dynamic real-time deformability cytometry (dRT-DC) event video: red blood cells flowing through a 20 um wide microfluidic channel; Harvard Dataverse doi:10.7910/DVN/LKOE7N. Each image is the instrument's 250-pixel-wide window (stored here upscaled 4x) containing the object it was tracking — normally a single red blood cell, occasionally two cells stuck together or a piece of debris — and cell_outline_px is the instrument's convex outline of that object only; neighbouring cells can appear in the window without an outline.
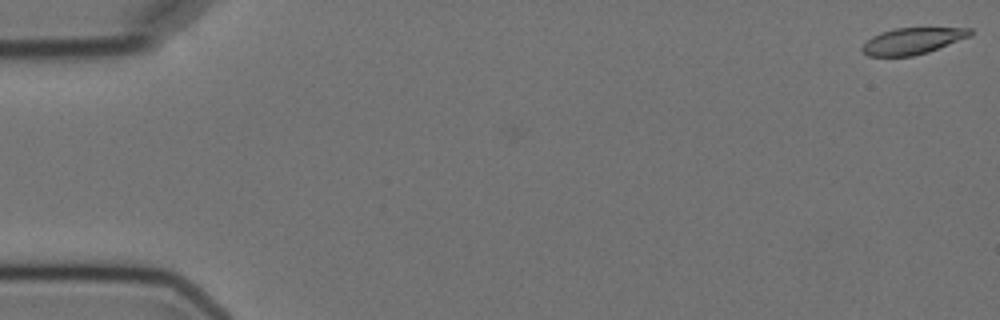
{"species": "Egyptian fruit bat (a non-hibernating species)", "species_latin": "Rousettus aegyptiacus", "temperature_condition": "cold", "stored_images_in_passage": 9, "camera_frame_rate_fps": 3000, "um_per_image_px": 0.085, "animal": {"sex": "female"}, "frame": {"image": 1, "passage_image": 1, "time_ms": 0.0, "image_size_px": [1000, 320], "cell_outline_px": [[972, 36], [928, 52], [912, 56], [868, 56], [860, 48], [872, 36], [880, 32], [896, 28], [972, 28]], "centroid_in_image_um": [77.58, 3.48], "position_along_channel_um": 7.4, "area_um2": 16.59}}
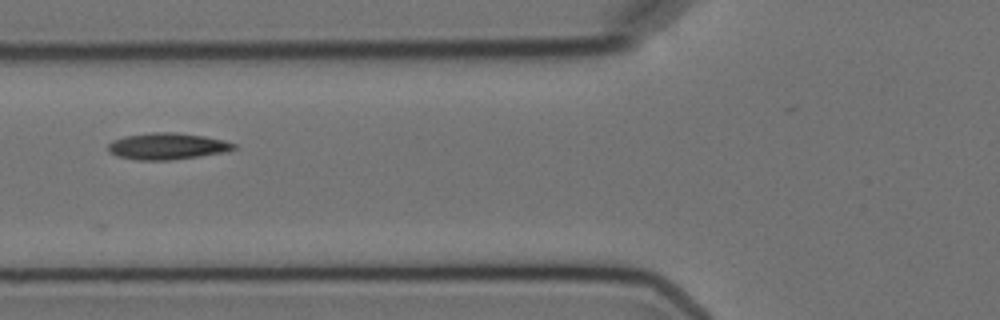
{"frame": {"image": 2, "passage_image": 7, "time_ms": 7.0, "image_size_px": [1000, 320], "cell_outline_px": [[236, 148], [224, 152], [168, 160], [140, 160], [116, 156], [108, 152], [108, 144], [112, 140], [124, 136], [152, 132], [176, 132], [204, 136], [224, 140], [236, 144]], "centroid_in_image_um": [14.17, 12.42], "position_along_channel_um": 111.6, "area_um2": 19.36}}
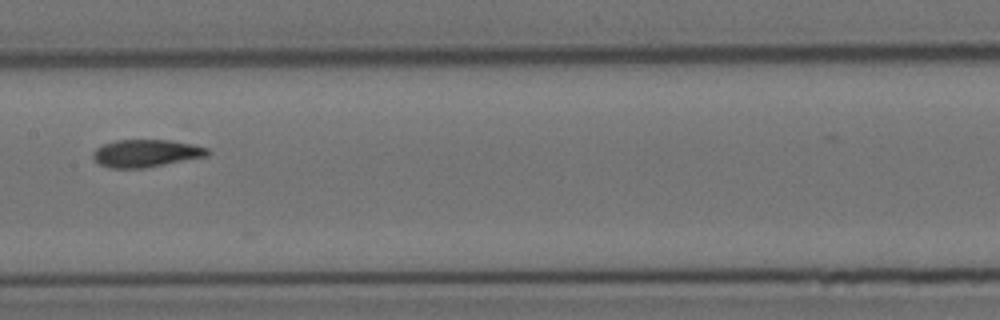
{"frame": {"image": 3, "passage_image": 9, "time_ms": 9.333, "image_size_px": [1000, 320], "cell_outline_px": [[212, 152], [208, 156], [144, 168], [108, 168], [100, 164], [92, 156], [92, 152], [96, 148], [104, 144], [116, 140], [172, 140], [192, 144], [208, 148]], "centroid_in_image_um": [12.43, 13.02], "position_along_channel_um": 195.0, "area_um2": 18.44}}